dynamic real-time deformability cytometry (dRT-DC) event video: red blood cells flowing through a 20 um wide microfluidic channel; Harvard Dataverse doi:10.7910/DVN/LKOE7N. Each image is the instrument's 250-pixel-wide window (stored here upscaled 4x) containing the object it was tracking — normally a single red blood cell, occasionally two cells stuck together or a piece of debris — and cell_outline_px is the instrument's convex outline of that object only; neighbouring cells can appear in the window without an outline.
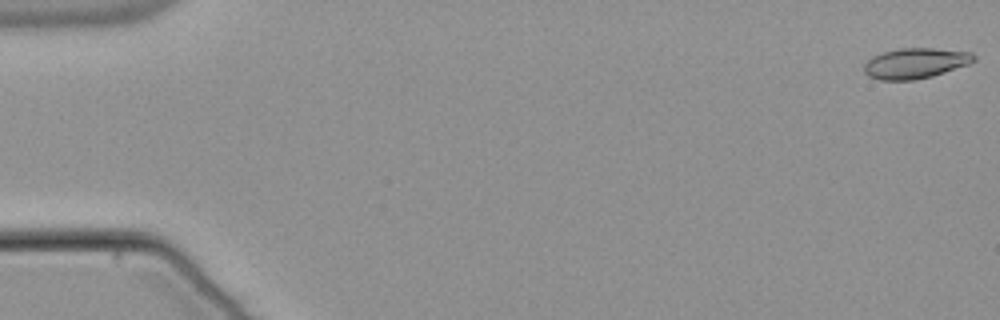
{"species": "common noctule bat (a hibernating species)", "species_latin": "Nyctalus noctula", "temperature_condition": "warm", "stored_images_in_passage": 14, "camera_frame_rate_fps": 3000, "um_per_image_px": 0.085, "animal": {"sex": "male", "body_mass_g": 21.5, "forearm_length_mm": 52.0}, "frame": {"image": 1, "passage_image": 1, "time_ms": 0.0, "image_size_px": [1000, 320], "cell_outline_px": [[976, 60], [968, 64], [932, 76], [912, 80], [880, 80], [868, 76], [864, 72], [864, 64], [872, 56], [880, 52], [900, 48], [932, 48], [972, 52], [976, 56]], "centroid_in_image_um": [77.78, 5.37], "position_along_channel_um": 7.2, "area_um2": 19.54}}